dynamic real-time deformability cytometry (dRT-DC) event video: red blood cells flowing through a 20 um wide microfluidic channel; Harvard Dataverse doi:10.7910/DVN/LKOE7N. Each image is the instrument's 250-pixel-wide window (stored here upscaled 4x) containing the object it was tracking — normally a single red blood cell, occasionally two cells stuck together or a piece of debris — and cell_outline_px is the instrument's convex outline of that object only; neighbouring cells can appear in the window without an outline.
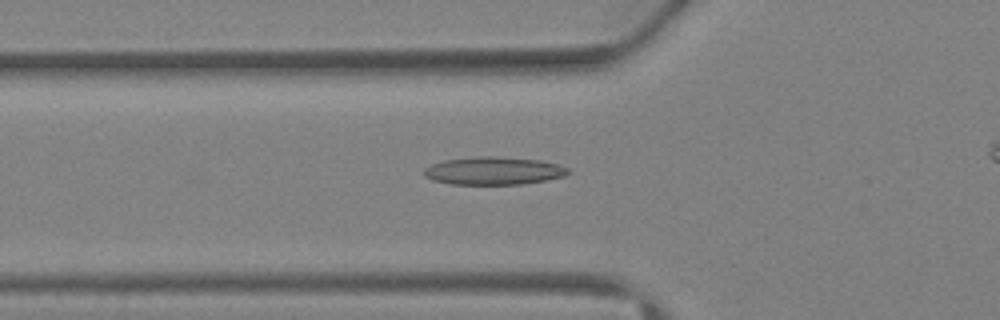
{"species": "Egyptian fruit bat (a non-hibernating species)", "species_latin": "Rousettus aegyptiacus", "temperature_condition": "warm", "stored_images_in_passage": 38, "camera_frame_rate_fps": 3000, "um_per_image_px": 0.085, "animal": {"sex": "female"}, "frame": {"image": 1, "passage_image": 14, "time_ms": 4.333, "image_size_px": [1000, 320], "cell_outline_px": [[568, 172], [564, 176], [524, 184], [452, 184], [432, 180], [424, 176], [424, 168], [432, 164], [444, 160], [480, 156], [492, 156], [540, 160], [560, 164], [568, 168]], "centroid_in_image_um": [41.94, 14.51], "position_along_channel_um": 83.9, "area_um2": 23.29}}
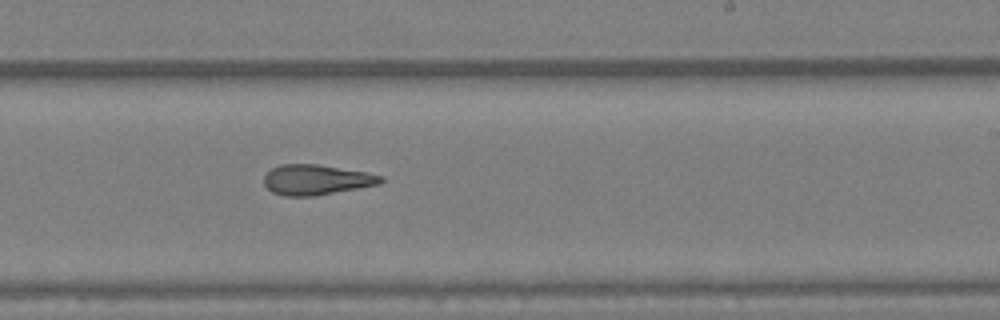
{"frame": {"image": 2, "passage_image": 25, "time_ms": 8.0, "image_size_px": [1000, 320], "cell_outline_px": [[384, 180], [380, 184], [316, 196], [284, 196], [272, 192], [264, 184], [264, 176], [272, 168], [280, 164], [316, 164], [368, 172], [384, 176]], "centroid_in_image_um": [26.91, 15.28], "position_along_channel_um": 262.1, "area_um2": 20.69}}
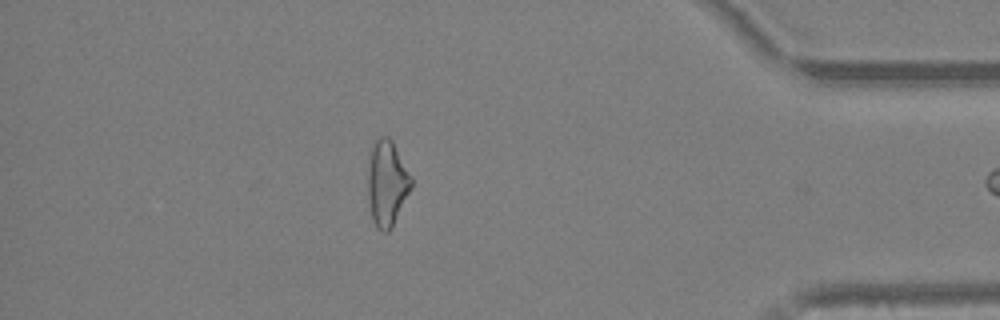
{"frame": {"image": 3, "passage_image": 36, "time_ms": 11.667, "image_size_px": [1000, 320], "cell_outline_px": [[412, 188], [392, 228], [388, 232], [384, 232], [376, 228], [372, 220], [368, 200], [368, 152], [372, 144], [380, 136], [388, 136], [392, 140], [412, 176]], "centroid_in_image_um": [32.88, 15.57], "position_along_channel_um": 402.3, "area_um2": 22.2}, "authors_computed_cell_mechanics": {"area_um2": 21.5016, "velocity_mm_per_s": 4.8624, "shape_relaxation_time_tau1_ms": 8.4198, "shape_relaxation_time_tau2_ms": 2.23, "deformation_change_tau1": 0.2436, "deformation_change_tau2": 0.1303}}